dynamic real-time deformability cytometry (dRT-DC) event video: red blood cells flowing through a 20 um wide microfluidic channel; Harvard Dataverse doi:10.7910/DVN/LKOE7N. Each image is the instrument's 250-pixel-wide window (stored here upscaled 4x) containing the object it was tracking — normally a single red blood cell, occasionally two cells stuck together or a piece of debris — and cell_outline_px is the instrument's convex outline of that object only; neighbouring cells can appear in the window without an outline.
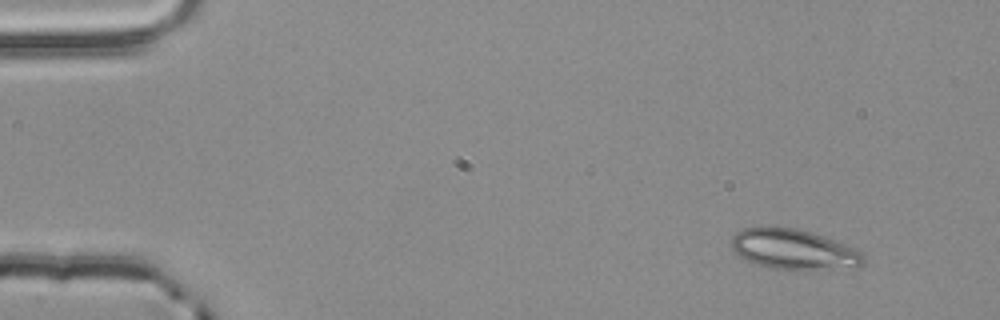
{"species": "common noctule bat (a hibernating species)", "species_latin": "Nyctalus noctula", "temperature_condition": "room temperature", "stored_images_in_passage": 3, "camera_frame_rate_fps": 3000, "um_per_image_px": 0.085, "animal": {"sex": "male", "body_mass_g": 20.4}, "frame": {"image": 1, "passage_image": 1, "time_ms": 0.0, "image_size_px": [1000, 320], "cell_outline_px": [[864, 264], [812, 268], [772, 268], [756, 264], [740, 256], [732, 248], [732, 236], [736, 232], [744, 228], [760, 224], [768, 224], [796, 228], [812, 232], [824, 236], [844, 244], [860, 252], [864, 256]], "centroid_in_image_um": [67.32, 21.1], "position_along_channel_um": 17.7, "area_um2": 30.35}}